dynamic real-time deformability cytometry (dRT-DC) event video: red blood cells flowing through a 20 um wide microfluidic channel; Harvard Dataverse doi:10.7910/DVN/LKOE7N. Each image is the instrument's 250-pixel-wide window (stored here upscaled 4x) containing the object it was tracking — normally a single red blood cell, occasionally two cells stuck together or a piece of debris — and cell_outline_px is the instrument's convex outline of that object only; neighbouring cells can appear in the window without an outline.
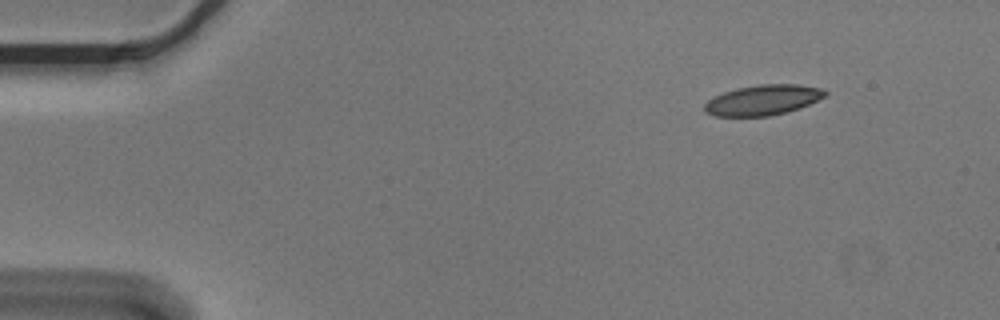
{"species": "Egyptian fruit bat (a non-hibernating species)", "species_latin": "Rousettus aegyptiacus", "temperature_condition": "cold", "stored_images_in_passage": 4, "camera_frame_rate_fps": 3000, "um_per_image_px": 0.085, "animal": {"sex": "male"}, "frame": {"image": 1, "passage_image": 1, "time_ms": 0.0, "image_size_px": [1000, 320], "cell_outline_px": [[828, 92], [824, 96], [800, 108], [768, 116], [716, 116], [704, 112], [704, 104], [708, 100], [724, 92], [736, 88], [760, 84], [796, 84], [820, 88]], "centroid_in_image_um": [64.81, 8.5], "position_along_channel_um": 20.2, "area_um2": 21.04}}
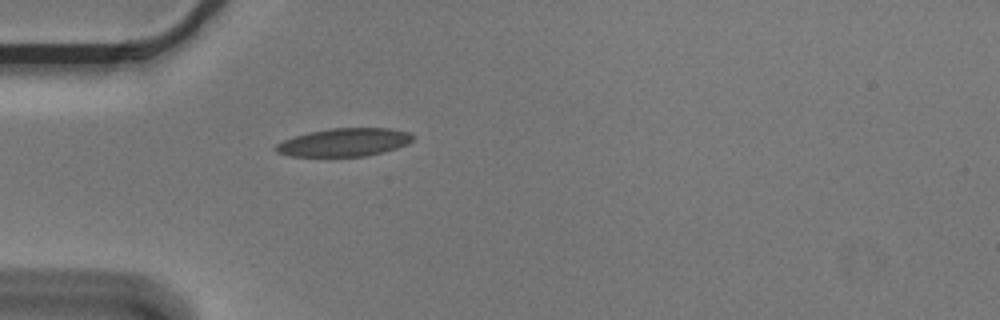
{"frame": {"image": 2, "passage_image": 4, "time_ms": 1.0, "image_size_px": [1000, 320], "cell_outline_px": [[416, 136], [408, 144], [384, 152], [368, 156], [292, 156], [276, 152], [272, 148], [276, 144], [292, 136], [308, 132], [328, 128], [388, 128], [408, 132]], "centroid_in_image_um": [29.24, 12.09], "position_along_channel_um": 55.8, "area_um2": 22.66}}